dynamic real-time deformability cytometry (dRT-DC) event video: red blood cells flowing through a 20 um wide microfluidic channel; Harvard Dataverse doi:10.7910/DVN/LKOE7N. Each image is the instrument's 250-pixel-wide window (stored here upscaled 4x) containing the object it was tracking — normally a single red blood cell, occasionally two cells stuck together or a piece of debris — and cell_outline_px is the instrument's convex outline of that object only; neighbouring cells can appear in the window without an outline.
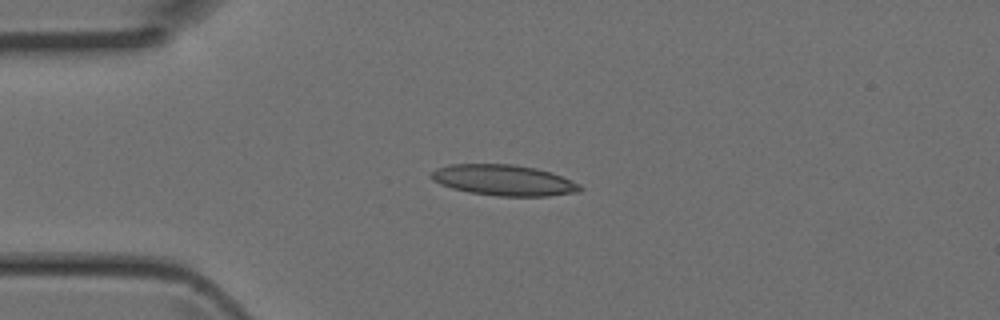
{"species": "Egyptian fruit bat (a non-hibernating species)", "species_latin": "Rousettus aegyptiacus", "temperature_condition": "room temperature", "stored_images_in_passage": 4, "camera_frame_rate_fps": 3000, "um_per_image_px": 0.085, "animal": {"sex": "female"}, "frame": {"image": 1, "passage_image": 3, "time_ms": 0.667, "image_size_px": [1000, 320], "cell_outline_px": [[584, 188], [580, 192], [548, 196], [496, 196], [468, 192], [452, 188], [440, 184], [432, 180], [428, 176], [436, 168], [448, 164], [512, 164], [536, 168], [552, 172], [580, 184]], "centroid_in_image_um": [42.81, 15.32], "position_along_channel_um": 42.2, "area_um2": 26.99}}